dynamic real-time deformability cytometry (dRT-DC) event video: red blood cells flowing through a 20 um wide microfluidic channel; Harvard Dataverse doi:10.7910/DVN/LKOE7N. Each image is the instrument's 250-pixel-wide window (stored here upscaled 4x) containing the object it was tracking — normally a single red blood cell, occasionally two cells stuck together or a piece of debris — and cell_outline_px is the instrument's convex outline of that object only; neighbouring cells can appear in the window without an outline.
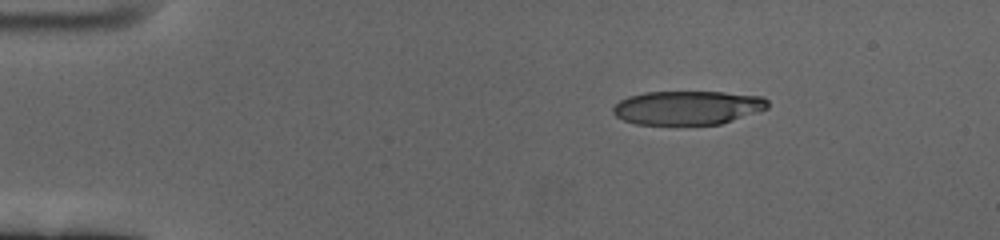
{"species": "human", "species_latin": "Homo sapiens", "temperature_condition": "cold", "stored_images_in_passage": 51, "camera_frame_rate_fps": 3000, "um_per_image_px": 0.085, "donor": {"sex": "female"}, "frame": {"image": 1, "passage_image": 1, "time_ms": 0.0, "image_size_px": [1000, 240], "cell_outline_px": [[768, 108], [720, 124], [636, 124], [624, 120], [616, 116], [612, 112], [612, 108], [620, 100], [628, 96], [644, 92], [724, 92], [764, 96], [768, 100]], "centroid_in_image_um": [58.44, 9.14], "position_along_channel_um": 26.6, "area_um2": 30.46}}
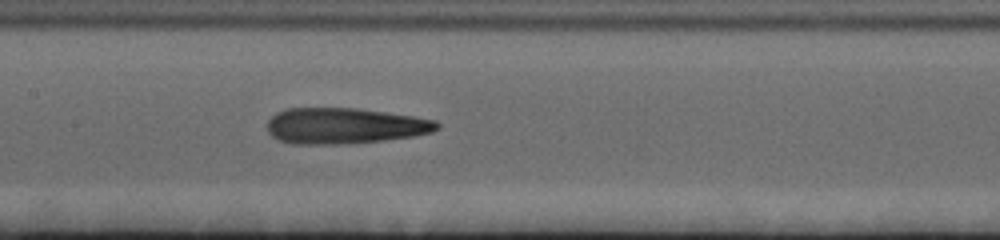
{"frame": {"image": 2, "passage_image": 21, "time_ms": 6.667, "image_size_px": [1000, 240], "cell_outline_px": [[440, 128], [432, 132], [412, 136], [384, 140], [332, 144], [292, 144], [276, 140], [268, 132], [268, 120], [276, 112], [288, 108], [356, 108], [412, 116], [436, 120], [440, 124]], "centroid_in_image_um": [29.26, 10.69], "position_along_channel_um": 178.1, "area_um2": 35.43}}
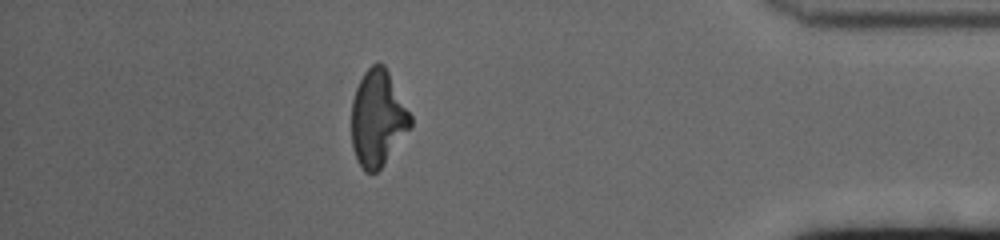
{"frame": {"image": 3, "passage_image": 44, "time_ms": 14.333, "image_size_px": [1000, 240], "cell_outline_px": [[412, 124], [384, 164], [376, 172], [364, 172], [356, 160], [352, 148], [352, 100], [356, 88], [364, 72], [372, 64], [384, 64], [412, 116]], "centroid_in_image_um": [32.09, 10.07], "position_along_channel_um": 403.1, "area_um2": 32.77}, "authors_computed_cell_mechanics": {"area_um2": 34.2176, "velocity_mm_per_s": 3.414, "shape_relaxation_time_tau1_ms": 5.4193, "shape_relaxation_time_tau2_ms": 2.1983, "deformation_change_tau1": 0.2319, "deformation_change_tau2": 0.1449}}